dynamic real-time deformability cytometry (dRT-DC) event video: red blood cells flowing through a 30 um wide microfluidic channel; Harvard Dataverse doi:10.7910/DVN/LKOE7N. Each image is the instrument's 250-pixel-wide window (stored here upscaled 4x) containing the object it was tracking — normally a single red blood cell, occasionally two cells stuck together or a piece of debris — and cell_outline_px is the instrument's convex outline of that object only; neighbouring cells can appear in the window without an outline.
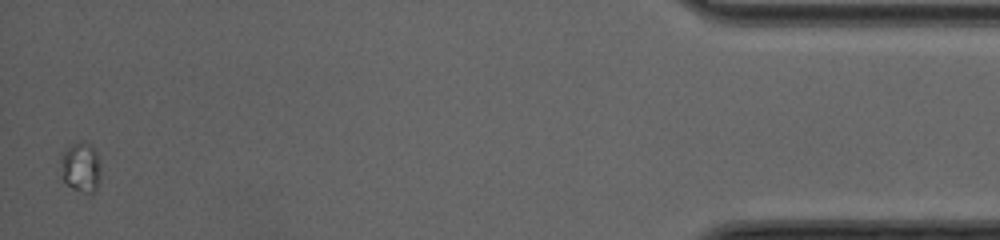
{"species": "common noctule bat (a hibernating species)", "species_latin": "Nyctalus noctula", "temperature_condition": "cold", "stored_images_in_passage": 36, "camera_frame_rate_fps": 3000, "um_per_image_px": 0.085, "animal": {"sex": "female", "body_mass_g": 20.0, "forearm_length_mm": 54.0}, "frame": {"image": 1, "passage_image": 36, "time_ms": 11.667, "image_size_px": [1000, 240], "cell_outline_px": [[100, 180], [96, 192], [84, 192], [72, 188], [64, 180], [60, 160], [60, 156], [72, 144], [80, 140], [84, 140], [96, 152], [100, 160]], "centroid_in_image_um": [6.9, 14.21], "position_along_channel_um": 428.3, "area_um2": 11.62}}